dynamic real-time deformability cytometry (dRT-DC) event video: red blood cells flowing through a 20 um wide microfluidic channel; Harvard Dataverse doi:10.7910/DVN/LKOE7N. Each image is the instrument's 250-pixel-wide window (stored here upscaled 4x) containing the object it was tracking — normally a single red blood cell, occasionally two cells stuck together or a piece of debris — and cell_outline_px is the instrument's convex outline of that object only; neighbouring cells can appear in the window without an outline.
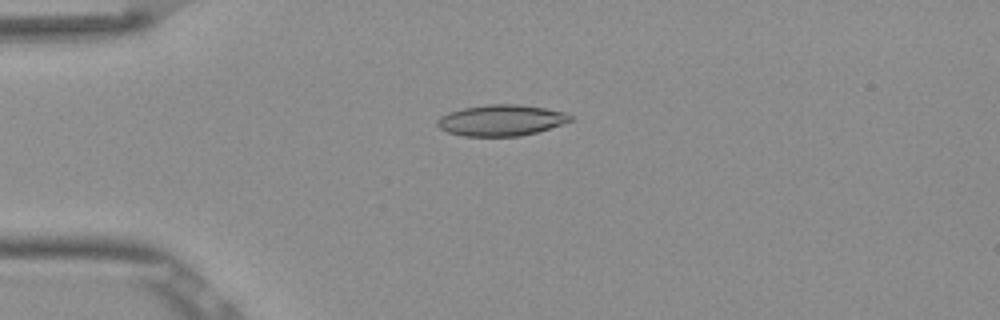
{"species": "Egyptian fruit bat (a non-hibernating species)", "species_latin": "Rousettus aegyptiacus", "temperature_condition": "room temperature", "stored_images_in_passage": 52, "camera_frame_rate_fps": 3000, "um_per_image_px": 0.085, "frame": {"image": 1, "passage_image": 13, "time_ms": 4.0, "image_size_px": [1000, 320], "cell_outline_px": [[572, 120], [536, 132], [520, 136], [464, 136], [448, 132], [440, 128], [436, 124], [436, 120], [440, 116], [448, 112], [464, 108], [488, 104], [520, 104], [544, 108], [564, 112], [572, 116]], "centroid_in_image_um": [42.56, 10.22], "position_along_channel_um": 42.4, "area_um2": 23.93}}
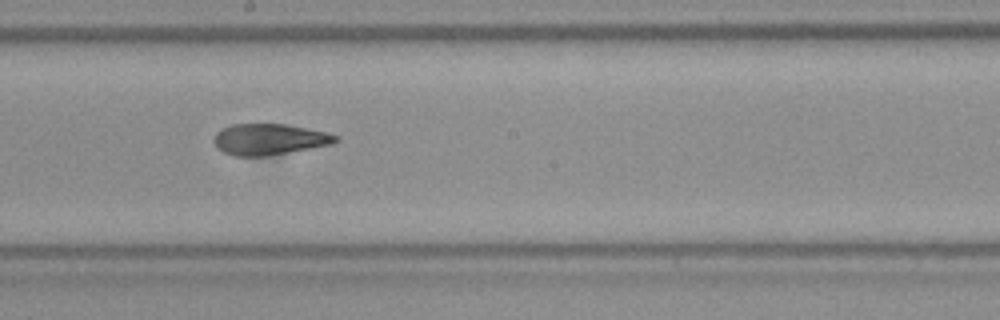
{"frame": {"image": 2, "passage_image": 29, "time_ms": 9.333, "image_size_px": [1000, 320], "cell_outline_px": [[340, 140], [332, 144], [268, 156], [232, 156], [216, 148], [212, 140], [216, 132], [232, 124], [288, 124], [324, 132], [340, 136]], "centroid_in_image_um": [22.87, 11.85], "position_along_channel_um": 225.3, "area_um2": 22.2}}
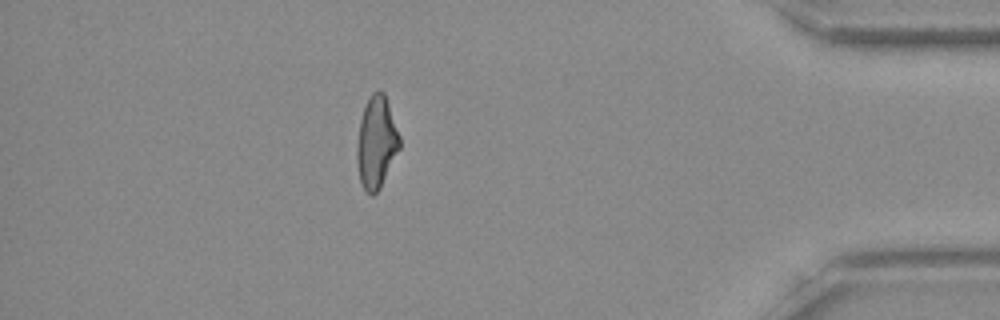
{"frame": {"image": 3, "passage_image": 46, "time_ms": 15.0, "image_size_px": [1000, 320], "cell_outline_px": [[400, 148], [380, 188], [372, 196], [364, 188], [360, 180], [356, 160], [356, 144], [360, 120], [364, 104], [372, 92], [384, 92], [400, 136]], "centroid_in_image_um": [31.98, 12.09], "position_along_channel_um": 403.2, "area_um2": 22.83}, "authors_computed_cell_mechanics": {"area_um2": 23.2356, "velocity_mm_per_s": 3.8868, "shape_relaxation_time_tau1_ms": null, "shape_relaxation_time_tau2_ms": 2.1267, "deformation_change_tau1": null, "deformation_change_tau2": 0.0961}}